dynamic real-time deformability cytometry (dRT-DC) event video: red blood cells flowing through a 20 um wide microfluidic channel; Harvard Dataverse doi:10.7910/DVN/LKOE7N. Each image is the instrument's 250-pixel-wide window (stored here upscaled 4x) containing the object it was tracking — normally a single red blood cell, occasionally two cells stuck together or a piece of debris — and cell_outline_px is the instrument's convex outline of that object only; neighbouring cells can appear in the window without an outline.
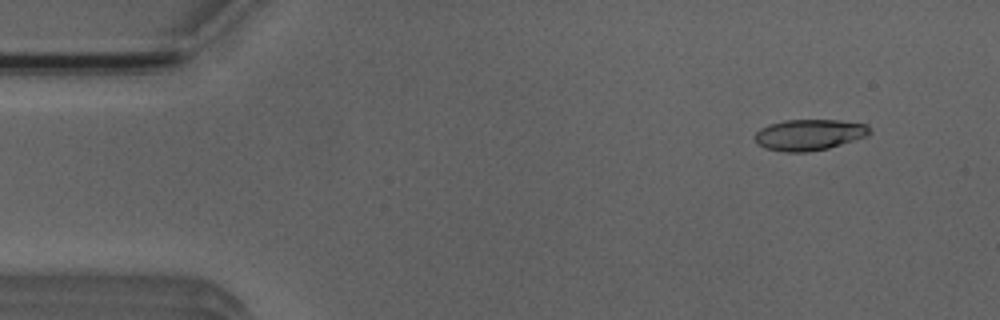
{"species": "Egyptian fruit bat (a non-hibernating species)", "species_latin": "Rousettus aegyptiacus", "temperature_condition": "room temperature", "stored_images_in_passage": 5, "segment_of_instrument_passage": [2, 2], "camera_frame_rate_fps": 3000, "um_per_image_px": 0.085, "animal": {"sex": "male"}, "frame": {"image": 1, "passage_image": 5, "time_ms": 5.0, "image_size_px": [1000, 320], "cell_outline_px": [[872, 132], [868, 136], [828, 148], [808, 152], [784, 152], [764, 148], [756, 144], [752, 136], [760, 128], [768, 124], [784, 120], [840, 120], [868, 124], [872, 128]], "centroid_in_image_um": [68.77, 11.45], "position_along_channel_um": 16.2, "area_um2": 21.21}}